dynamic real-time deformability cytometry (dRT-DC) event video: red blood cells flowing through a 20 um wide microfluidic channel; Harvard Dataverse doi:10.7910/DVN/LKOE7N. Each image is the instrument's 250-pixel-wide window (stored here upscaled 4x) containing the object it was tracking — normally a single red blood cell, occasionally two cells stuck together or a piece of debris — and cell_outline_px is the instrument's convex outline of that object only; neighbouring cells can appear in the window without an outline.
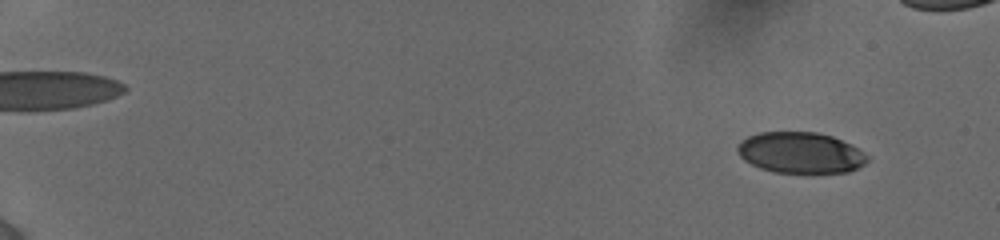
{"species": "human", "species_latin": "Homo sapiens", "temperature_condition": "cold", "stored_images_in_passage": 7, "camera_frame_rate_fps": 3000, "um_per_image_px": 0.085, "donor": {"sex": "female"}, "frame": {"image": 1, "passage_image": 2, "time_ms": 1.0, "image_size_px": [1000, 240], "cell_outline_px": [[868, 160], [864, 164], [848, 172], [772, 172], [760, 168], [744, 160], [740, 156], [736, 148], [740, 140], [748, 136], [760, 132], [816, 132], [832, 136], [864, 152], [868, 156]], "centroid_in_image_um": [68.0, 12.97], "position_along_channel_um": 17.0, "area_um2": 30.81}}